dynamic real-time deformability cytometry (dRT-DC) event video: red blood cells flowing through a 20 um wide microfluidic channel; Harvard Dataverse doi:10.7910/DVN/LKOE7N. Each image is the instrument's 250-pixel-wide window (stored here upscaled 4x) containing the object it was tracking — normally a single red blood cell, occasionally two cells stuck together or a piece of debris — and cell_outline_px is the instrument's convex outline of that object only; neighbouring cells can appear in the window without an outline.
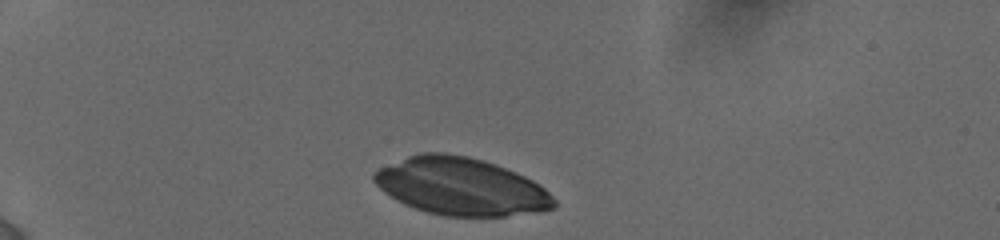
{"species": "human", "species_latin": "Homo sapiens", "temperature_condition": "cold", "stored_images_in_passage": 48, "camera_frame_rate_fps": 3000, "um_per_image_px": 0.085, "donor": {"sex": "female"}, "frame": {"image": 1, "passage_image": 1, "time_ms": 0.0, "image_size_px": [1000, 240], "cell_outline_px": [[556, 208], [544, 212], [504, 216], [444, 216], [428, 212], [404, 204], [396, 200], [384, 192], [372, 180], [372, 172], [380, 168], [408, 156], [424, 152], [444, 152], [468, 156], [484, 160], [496, 164], [516, 172], [532, 180], [544, 188], [556, 200]], "centroid_in_image_um": [39.2, 15.85], "position_along_channel_um": 45.8, "area_um2": 60.52}}